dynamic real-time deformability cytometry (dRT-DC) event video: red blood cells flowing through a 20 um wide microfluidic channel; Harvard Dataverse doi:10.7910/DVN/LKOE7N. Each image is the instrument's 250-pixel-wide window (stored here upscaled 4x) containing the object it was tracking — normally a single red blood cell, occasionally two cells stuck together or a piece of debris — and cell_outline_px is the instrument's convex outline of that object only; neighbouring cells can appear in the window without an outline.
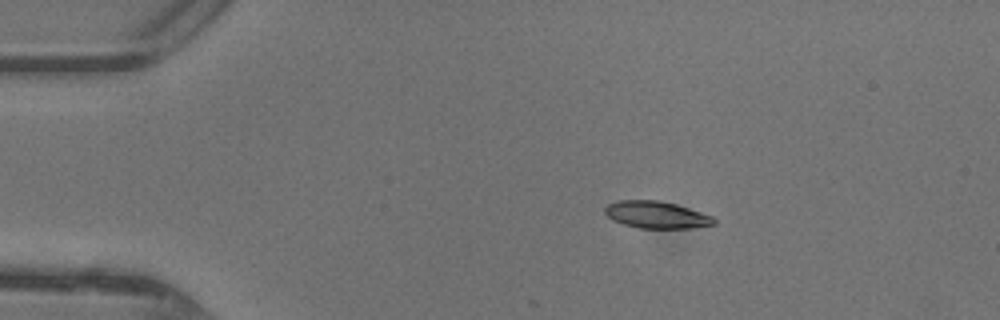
{"species": "common noctule bat (a hibernating species)", "species_latin": "Nyctalus noctula", "temperature_condition": "warm", "stored_images_in_passage": 5, "camera_frame_rate_fps": 3000, "um_per_image_px": 0.085, "animal": {"sex": "female"}, "frame": {"image": 1, "passage_image": 1, "time_ms": 0.0, "image_size_px": [1000, 320], "cell_outline_px": [[716, 224], [688, 228], [640, 228], [624, 224], [612, 220], [604, 212], [604, 208], [608, 204], [620, 200], [656, 200], [676, 204], [712, 216], [716, 220]], "centroid_in_image_um": [55.78, 18.26], "position_along_channel_um": 29.2, "area_um2": 17.05}}